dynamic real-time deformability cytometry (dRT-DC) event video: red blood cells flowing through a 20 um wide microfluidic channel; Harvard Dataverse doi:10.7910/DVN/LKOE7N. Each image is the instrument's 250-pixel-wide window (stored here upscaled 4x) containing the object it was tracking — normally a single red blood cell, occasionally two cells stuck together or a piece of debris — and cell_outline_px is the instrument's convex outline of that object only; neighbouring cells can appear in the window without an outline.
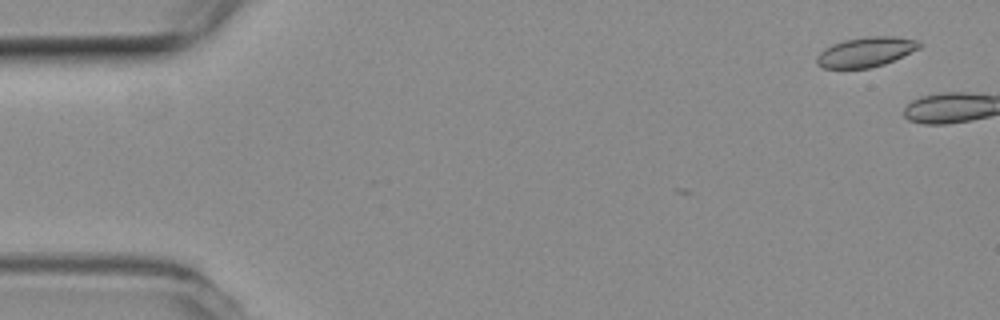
{"species": "common noctule bat (a hibernating species)", "species_latin": "Nyctalus noctula", "temperature_condition": "room temperature", "stored_images_in_passage": 5, "camera_frame_rate_fps": 3000, "um_per_image_px": 0.085, "animal": {"sex": "female", "body_mass_g": 19.3, "forearm_length_mm": 54.1}, "frame": {"image": 1, "passage_image": 3, "time_ms": 0.667, "image_size_px": [1000, 320], "cell_outline_px": [[920, 48], [884, 64], [868, 68], [824, 68], [816, 64], [816, 56], [824, 48], [832, 44], [844, 40], [868, 36], [888, 36], [920, 40]], "centroid_in_image_um": [73.56, 4.41], "position_along_channel_um": 11.4, "area_um2": 17.74}}